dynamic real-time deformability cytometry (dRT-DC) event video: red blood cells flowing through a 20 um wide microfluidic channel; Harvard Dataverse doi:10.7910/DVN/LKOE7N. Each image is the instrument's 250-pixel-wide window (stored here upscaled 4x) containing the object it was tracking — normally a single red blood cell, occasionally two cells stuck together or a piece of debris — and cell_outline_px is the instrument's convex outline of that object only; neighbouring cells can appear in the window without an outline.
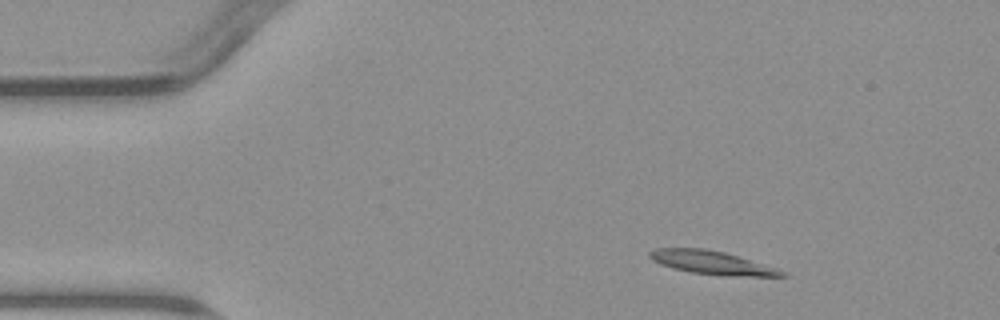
{"species": "common noctule bat (a hibernating species)", "species_latin": "Nyctalus noctula", "temperature_condition": "warm", "stored_images_in_passage": 4, "camera_frame_rate_fps": 3000, "um_per_image_px": 0.085, "animal": {"sex": "male", "body_mass_g": 23.1, "forearm_length_mm": 52.7}, "frame": {"image": 1, "passage_image": 2, "time_ms": 1.0, "image_size_px": [1000, 320], "cell_outline_px": [[788, 276], [728, 276], [688, 272], [672, 268], [660, 264], [652, 260], [648, 256], [648, 252], [656, 248], [704, 248], [724, 252], [764, 264], [788, 272]], "centroid_in_image_um": [60.49, 22.33], "position_along_channel_um": 24.5, "area_um2": 18.09}}
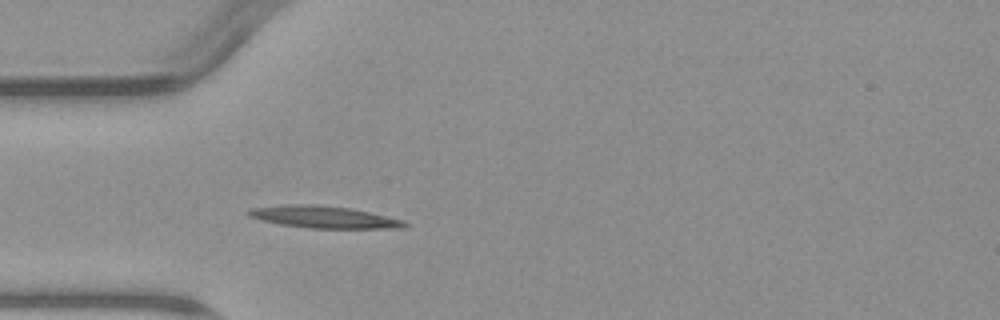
{"frame": {"image": 2, "passage_image": 4, "time_ms": 3.667, "image_size_px": [1000, 320], "cell_outline_px": [[412, 224], [404, 228], [308, 228], [280, 224], [260, 220], [248, 216], [244, 212], [252, 208], [288, 204], [316, 204], [348, 208], [368, 212], [404, 220]], "centroid_in_image_um": [27.52, 18.45], "position_along_channel_um": 57.5, "area_um2": 20.11}}